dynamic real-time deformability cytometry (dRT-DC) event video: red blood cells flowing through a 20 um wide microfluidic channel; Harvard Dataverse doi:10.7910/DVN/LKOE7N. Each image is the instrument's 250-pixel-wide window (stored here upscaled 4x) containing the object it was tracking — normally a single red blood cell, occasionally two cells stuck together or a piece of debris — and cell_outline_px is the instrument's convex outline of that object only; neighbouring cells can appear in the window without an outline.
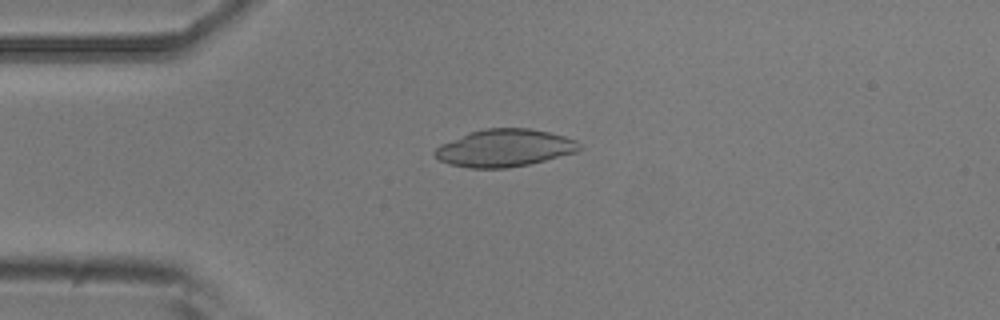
{"species": "common noctule bat (a hibernating species)", "species_latin": "Nyctalus noctula", "temperature_condition": "room temperature", "stored_images_in_passage": 7, "camera_frame_rate_fps": 3000, "um_per_image_px": 0.085, "animal": {"sex": "male", "body_mass_g": 20.5, "forearm_length_mm": 52.5}, "frame": {"image": 1, "passage_image": 4, "time_ms": 3.333, "image_size_px": [1000, 320], "cell_outline_px": [[584, 148], [576, 152], [528, 164], [504, 168], [468, 168], [452, 164], [440, 160], [432, 152], [440, 144], [468, 132], [484, 128], [528, 128], [548, 132], [564, 136], [576, 140]], "centroid_in_image_um": [42.88, 12.57], "position_along_channel_um": 42.1, "area_um2": 31.44}}
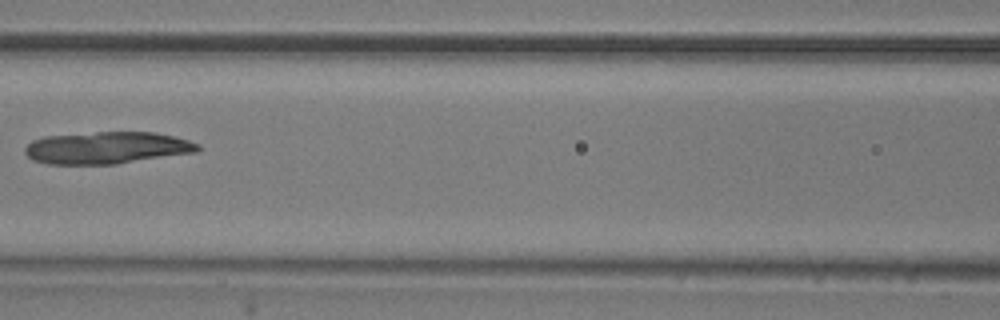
{"frame": {"image": 2, "passage_image": 7, "time_ms": 7.0, "image_size_px": [1000, 320], "cell_outline_px": [[200, 148], [196, 152], [116, 164], [48, 164], [32, 160], [24, 152], [24, 148], [32, 140], [44, 136], [96, 132], [156, 132], [176, 136], [200, 144]], "centroid_in_image_um": [9.08, 12.56], "position_along_channel_um": 157.5, "area_um2": 32.48}}